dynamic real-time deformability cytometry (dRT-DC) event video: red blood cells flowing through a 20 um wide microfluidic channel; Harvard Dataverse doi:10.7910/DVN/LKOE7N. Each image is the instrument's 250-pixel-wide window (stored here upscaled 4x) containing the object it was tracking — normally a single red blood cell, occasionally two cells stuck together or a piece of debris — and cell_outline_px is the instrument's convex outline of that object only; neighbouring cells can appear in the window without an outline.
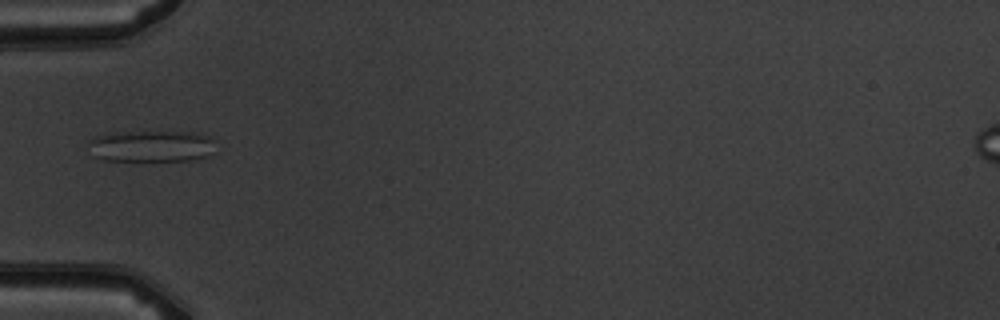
{"species": "common noctule bat (a hibernating species)", "species_latin": "Nyctalus noctula", "temperature_condition": "warm", "stored_images_in_passage": 4, "camera_frame_rate_fps": 3000, "um_per_image_px": 0.085, "animal": {"sex": "male", "body_mass_g": 19.5, "forearm_length_mm": 54.6}, "frame": {"image": 1, "passage_image": 2, "time_ms": 1.333, "image_size_px": [1000, 320], "cell_outline_px": [[212, 152], [208, 156], [188, 160], [104, 160], [92, 156], [88, 144], [88, 140], [96, 136], [112, 132], [192, 132], [208, 136], [212, 140]], "centroid_in_image_um": [12.79, 12.41], "position_along_channel_um": 72.2, "area_um2": 23.18}}
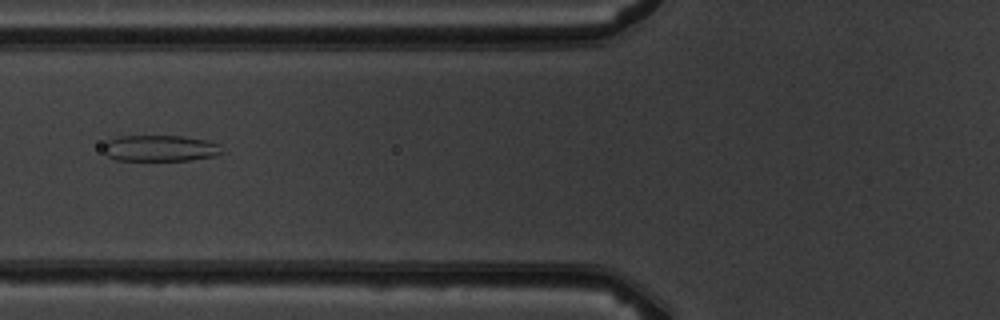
{"frame": {"image": 2, "passage_image": 3, "time_ms": 2.333, "image_size_px": [1000, 320], "cell_outline_px": [[224, 152], [216, 156], [188, 160], [116, 160], [108, 156], [104, 152], [104, 144], [108, 140], [120, 136], [184, 136], [208, 140], [220, 144]], "centroid_in_image_um": [13.66, 12.6], "position_along_channel_um": 112.1, "area_um2": 18.21}}